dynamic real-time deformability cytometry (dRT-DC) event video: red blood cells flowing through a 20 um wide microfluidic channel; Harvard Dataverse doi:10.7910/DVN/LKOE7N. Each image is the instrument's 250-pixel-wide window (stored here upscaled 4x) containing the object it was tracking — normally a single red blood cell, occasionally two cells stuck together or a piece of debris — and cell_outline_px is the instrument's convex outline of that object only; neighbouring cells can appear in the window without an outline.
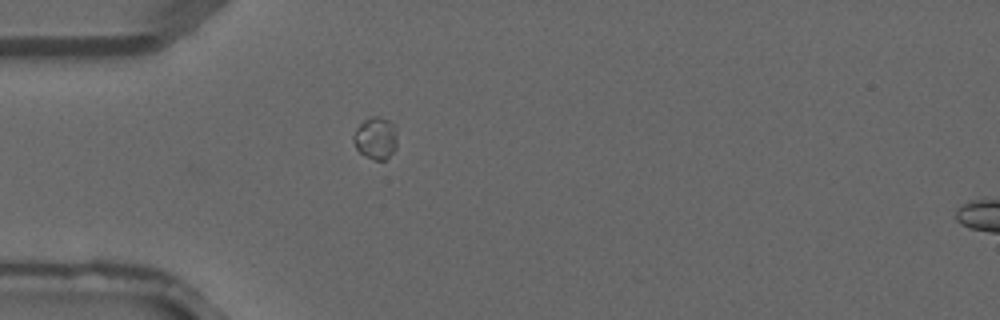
{"species": "common noctule bat (a hibernating species)", "species_latin": "Nyctalus noctula", "temperature_condition": "warm", "stored_images_in_passage": 3, "camera_frame_rate_fps": 3000, "um_per_image_px": 0.085, "animal": {"sex": "male", "forearm_length_mm": 52.5}, "frame": {"image": 1, "passage_image": 2, "time_ms": 0.333, "image_size_px": [1000, 320], "cell_outline_px": [[396, 148], [384, 160], [376, 160], [360, 152], [356, 148], [352, 140], [352, 136], [356, 128], [364, 120], [372, 116], [376, 116], [388, 120], [396, 128]], "centroid_in_image_um": [31.91, 11.72], "position_along_channel_um": 53.1, "area_um2": 10.58}}